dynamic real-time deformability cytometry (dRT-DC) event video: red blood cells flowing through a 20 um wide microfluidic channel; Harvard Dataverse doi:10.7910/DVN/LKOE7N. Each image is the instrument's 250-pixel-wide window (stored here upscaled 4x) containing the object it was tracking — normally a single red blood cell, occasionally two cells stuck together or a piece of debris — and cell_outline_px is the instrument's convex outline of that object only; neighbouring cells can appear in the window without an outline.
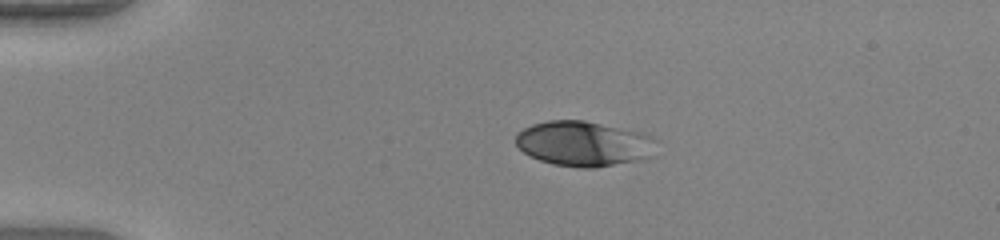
{"species": "human", "species_latin": "Homo sapiens", "temperature_condition": "warm", "stored_images_in_passage": 40, "camera_frame_rate_fps": 3000, "um_per_image_px": 0.085, "donor": {"sex": "female"}, "frame": {"image": 1, "passage_image": 1, "time_ms": 0.0, "image_size_px": [1000, 240], "cell_outline_px": [[656, 140], [648, 156], [636, 160], [596, 168], [580, 168], [552, 164], [540, 160], [524, 152], [516, 144], [516, 132], [532, 124], [548, 120], [584, 120], [648, 132]], "centroid_in_image_um": [49.61, 12.19], "position_along_channel_um": 35.4, "area_um2": 37.05}}
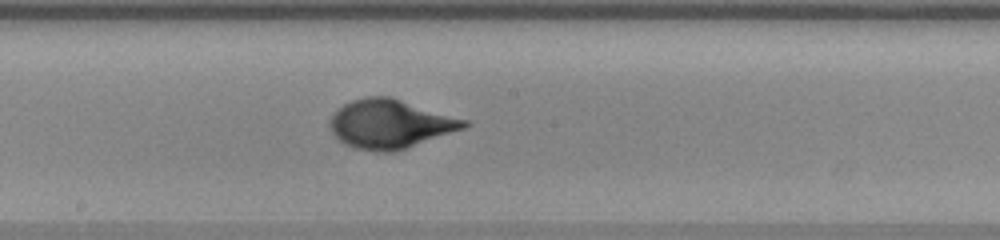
{"frame": {"image": 2, "passage_image": 18, "time_ms": 5.667, "image_size_px": [1000, 240], "cell_outline_px": [[472, 124], [464, 128], [392, 152], [376, 152], [356, 148], [340, 140], [332, 132], [332, 116], [344, 104], [352, 100], [364, 96], [392, 96], [468, 120]], "centroid_in_image_um": [33.21, 10.51], "position_along_channel_um": 215.0, "area_um2": 37.69}}
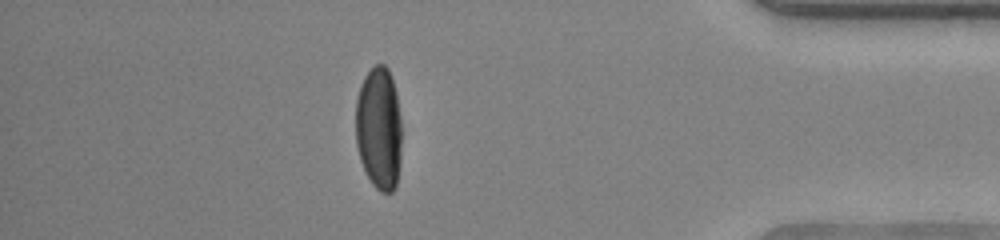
{"frame": {"image": 3, "passage_image": 34, "time_ms": 11.0, "image_size_px": [1000, 240], "cell_outline_px": [[400, 160], [396, 188], [392, 192], [380, 192], [372, 184], [360, 160], [356, 144], [356, 100], [360, 84], [364, 76], [376, 64], [384, 64], [388, 68], [396, 92], [400, 116]], "centroid_in_image_um": [32.2, 10.92], "position_along_channel_um": 403.0, "area_um2": 33.06}, "authors_computed_cell_mechanics": {"area_um2": 36.0961, "velocity_mm_per_s": 4.1332, "shape_relaxation_time_tau1_ms": 3.9691, "shape_relaxation_time_tau2_ms": null, "deformation_change_tau1": 0.2371, "deformation_change_tau2": null}}